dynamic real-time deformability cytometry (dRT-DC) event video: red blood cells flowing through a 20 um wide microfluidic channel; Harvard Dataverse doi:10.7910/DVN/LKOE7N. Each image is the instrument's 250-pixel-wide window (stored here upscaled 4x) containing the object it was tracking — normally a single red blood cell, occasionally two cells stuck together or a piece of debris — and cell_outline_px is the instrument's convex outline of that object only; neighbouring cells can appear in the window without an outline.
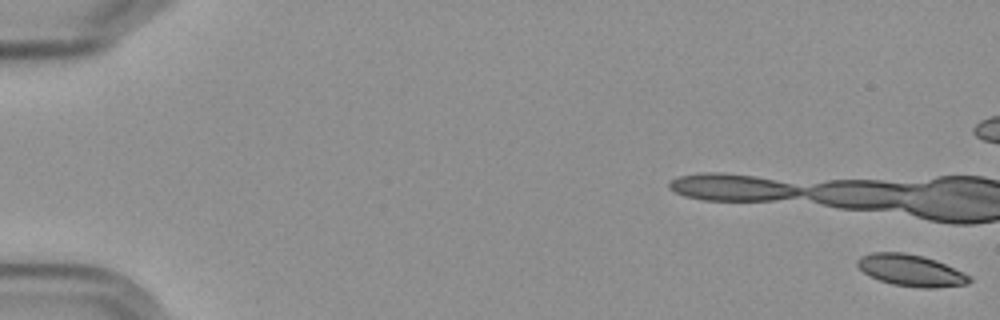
{"species": "Egyptian fruit bat (a non-hibernating species)", "species_latin": "Rousettus aegyptiacus", "temperature_condition": "cold", "stored_images_in_passage": 16, "camera_frame_rate_fps": 3000, "um_per_image_px": 0.085, "frame": {"image": 1, "passage_image": 1, "time_ms": 0.0, "image_size_px": [1000, 320], "cell_outline_px": [[972, 280], [968, 284], [936, 288], [920, 288], [892, 284], [880, 280], [864, 272], [856, 264], [856, 260], [860, 256], [872, 252], [904, 252], [924, 256], [936, 260], [972, 276]], "centroid_in_image_um": [77.45, 22.98], "position_along_channel_um": 7.5, "area_um2": 20.75}}